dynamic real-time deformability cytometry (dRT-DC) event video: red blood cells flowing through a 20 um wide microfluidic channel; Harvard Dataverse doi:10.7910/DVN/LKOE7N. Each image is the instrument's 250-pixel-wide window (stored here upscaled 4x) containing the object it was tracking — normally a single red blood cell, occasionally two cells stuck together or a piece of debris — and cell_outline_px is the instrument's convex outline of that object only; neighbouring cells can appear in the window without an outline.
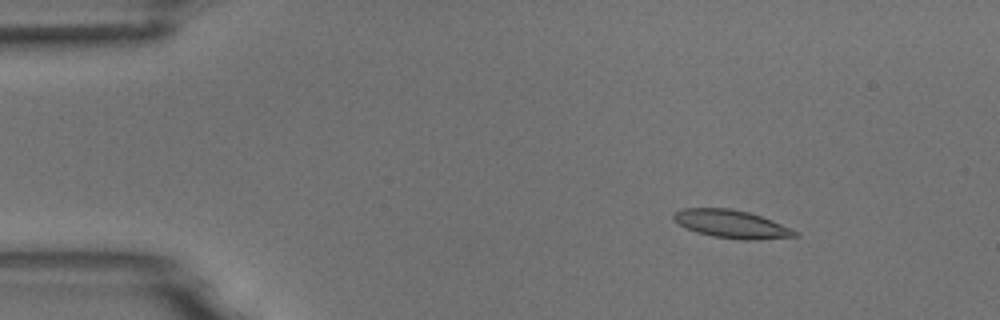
{"species": "common noctule bat (a hibernating species)", "species_latin": "Nyctalus noctula", "temperature_condition": "room temperature", "stored_images_in_passage": 4, "camera_frame_rate_fps": 3000, "um_per_image_px": 0.085, "animal": {"sex": "male", "body_mass_g": 18.8}, "frame": {"image": 1, "passage_image": 2, "time_ms": 0.333, "image_size_px": [1000, 320], "cell_outline_px": [[800, 236], [756, 240], [740, 240], [712, 236], [696, 232], [672, 220], [672, 216], [676, 212], [684, 208], [732, 208], [748, 212], [772, 220], [800, 232]], "centroid_in_image_um": [62.22, 19.05], "position_along_channel_um": 22.8, "area_um2": 19.88}}